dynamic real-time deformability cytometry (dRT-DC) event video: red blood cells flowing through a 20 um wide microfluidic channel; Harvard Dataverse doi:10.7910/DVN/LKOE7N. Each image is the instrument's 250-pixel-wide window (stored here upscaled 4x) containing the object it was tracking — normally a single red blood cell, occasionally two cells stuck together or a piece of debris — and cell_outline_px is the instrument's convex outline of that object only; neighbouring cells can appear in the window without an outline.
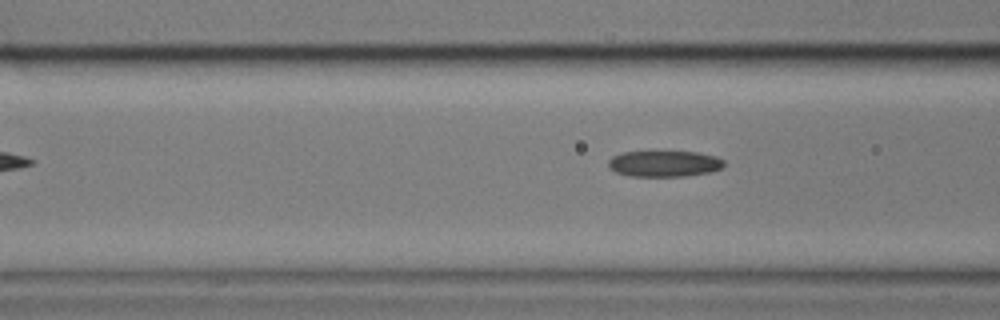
{"species": "common noctule bat (a hibernating species)", "species_latin": "Nyctalus noctula", "temperature_condition": "cold", "stored_images_in_passage": 8, "segment_of_instrument_passage": [2, 2], "camera_frame_rate_fps": 3000, "um_per_image_px": 0.085, "animal": {"sex": "male", "body_mass_g": 17.9}, "frame": {"image": 1, "passage_image": 8, "time_ms": 9.0, "image_size_px": [1000, 320], "cell_outline_px": [[724, 164], [720, 168], [708, 172], [684, 176], [632, 176], [616, 172], [608, 168], [608, 160], [612, 156], [624, 152], [648, 148], [696, 152], [716, 156], [724, 160]], "centroid_in_image_um": [56.39, 13.85], "position_along_channel_um": 110.2, "area_um2": 18.44}}